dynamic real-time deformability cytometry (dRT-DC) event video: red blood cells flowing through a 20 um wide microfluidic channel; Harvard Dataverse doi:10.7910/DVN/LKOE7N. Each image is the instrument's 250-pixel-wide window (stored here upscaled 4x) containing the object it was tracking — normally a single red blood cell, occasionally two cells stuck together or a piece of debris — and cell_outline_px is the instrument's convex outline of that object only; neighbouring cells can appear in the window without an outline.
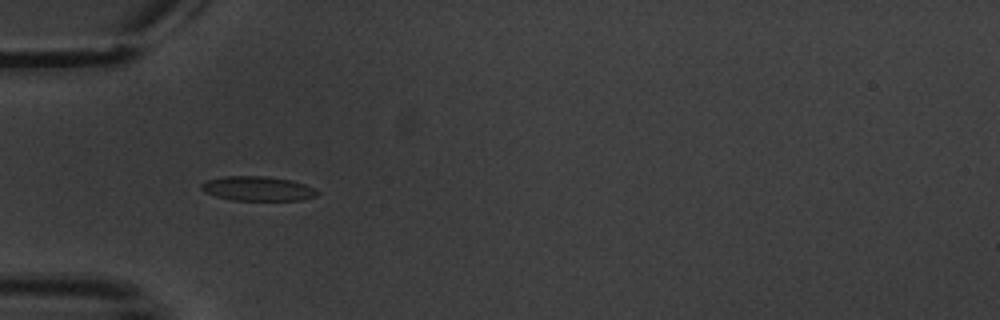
{"species": "common noctule bat (a hibernating species)", "species_latin": "Nyctalus noctula", "temperature_condition": "warm", "stored_images_in_passage": 6, "camera_frame_rate_fps": 3000, "um_per_image_px": 0.085, "animal": {"sex": "male", "body_mass_g": 20.1, "forearm_length_mm": 53.5}, "frame": {"image": 1, "passage_image": 5, "time_ms": 5.0, "image_size_px": [1000, 320], "cell_outline_px": [[320, 192], [316, 196], [300, 200], [232, 200], [216, 196], [204, 192], [200, 188], [200, 184], [208, 180], [224, 176], [268, 176], [292, 180], [304, 184]], "centroid_in_image_um": [21.89, 16.03], "position_along_channel_um": 63.1, "area_um2": 16.53}}